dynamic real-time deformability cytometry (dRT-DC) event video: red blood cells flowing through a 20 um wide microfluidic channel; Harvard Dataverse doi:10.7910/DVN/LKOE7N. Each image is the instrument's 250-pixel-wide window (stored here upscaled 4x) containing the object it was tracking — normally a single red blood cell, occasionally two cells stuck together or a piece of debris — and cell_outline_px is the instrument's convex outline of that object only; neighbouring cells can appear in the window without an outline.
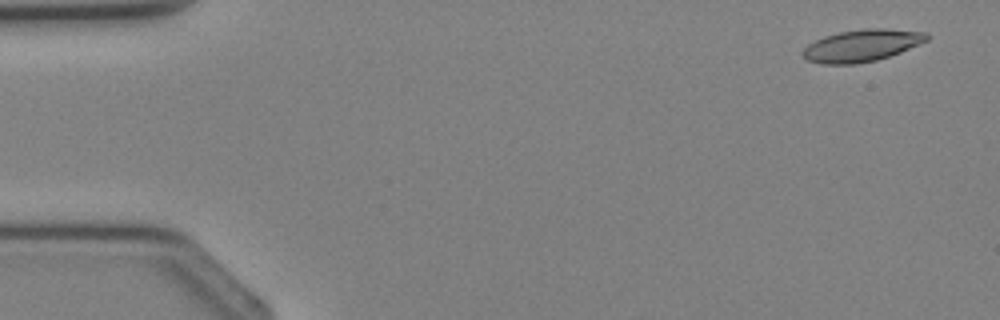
{"species": "Egyptian fruit bat (a non-hibernating species)", "species_latin": "Rousettus aegyptiacus", "temperature_condition": "cold", "stored_images_in_passage": 3, "camera_frame_rate_fps": 3000, "um_per_image_px": 0.085, "animal": {"sex": "female"}, "frame": {"image": 1, "passage_image": 1, "time_ms": 0.0, "image_size_px": [1000, 320], "cell_outline_px": [[928, 40], [900, 52], [876, 60], [856, 64], [824, 64], [808, 60], [800, 56], [800, 52], [808, 44], [824, 36], [840, 32], [864, 28], [884, 28], [928, 32]], "centroid_in_image_um": [73.23, 3.87], "position_along_channel_um": 11.8, "area_um2": 23.18}}